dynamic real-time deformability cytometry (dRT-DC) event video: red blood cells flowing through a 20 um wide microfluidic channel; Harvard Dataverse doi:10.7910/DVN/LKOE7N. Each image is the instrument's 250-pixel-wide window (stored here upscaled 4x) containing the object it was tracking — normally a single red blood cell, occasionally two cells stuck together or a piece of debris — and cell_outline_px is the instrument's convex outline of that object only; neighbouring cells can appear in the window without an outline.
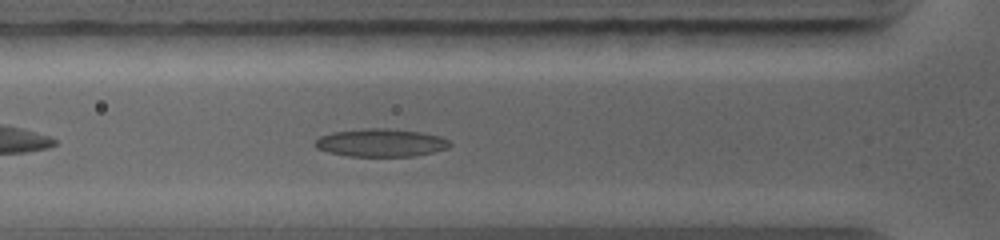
{"species": "common noctule bat (a hibernating species)", "species_latin": "Nyctalus noctula", "temperature_condition": "warm", "stored_images_in_passage": 3, "camera_frame_rate_fps": 5000, "um_per_image_px": 0.085, "animal": {"sex": "female", "body_mass_g": 19.0, "forearm_length_mm": 56.7}, "frame": {"image": 1, "passage_image": 3, "time_ms": 1.6, "image_size_px": [1000, 240], "cell_outline_px": [[452, 144], [448, 148], [432, 152], [412, 156], [348, 156], [328, 152], [316, 148], [312, 144], [320, 136], [332, 132], [364, 128], [388, 128], [420, 132], [440, 136], [448, 140]], "centroid_in_image_um": [32.34, 12.13], "position_along_channel_um": 93.5, "area_um2": 21.96}}